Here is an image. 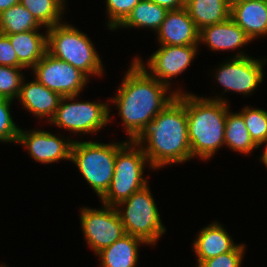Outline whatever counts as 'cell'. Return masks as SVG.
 <instances>
[{"instance_id":"30bf717a","label":"cell","mask_w":267,"mask_h":267,"mask_svg":"<svg viewBox=\"0 0 267 267\" xmlns=\"http://www.w3.org/2000/svg\"><path fill=\"white\" fill-rule=\"evenodd\" d=\"M35 78L62 97L78 96L89 78L79 69L48 52L32 68Z\"/></svg>"},{"instance_id":"f546056e","label":"cell","mask_w":267,"mask_h":267,"mask_svg":"<svg viewBox=\"0 0 267 267\" xmlns=\"http://www.w3.org/2000/svg\"><path fill=\"white\" fill-rule=\"evenodd\" d=\"M245 250L244 244H237L231 251L204 260L197 267H241Z\"/></svg>"},{"instance_id":"6da1fadb","label":"cell","mask_w":267,"mask_h":267,"mask_svg":"<svg viewBox=\"0 0 267 267\" xmlns=\"http://www.w3.org/2000/svg\"><path fill=\"white\" fill-rule=\"evenodd\" d=\"M130 65L109 102L117 105L125 131L130 141H135L181 90L166 95L171 87L152 77L135 59Z\"/></svg>"},{"instance_id":"83f0119b","label":"cell","mask_w":267,"mask_h":267,"mask_svg":"<svg viewBox=\"0 0 267 267\" xmlns=\"http://www.w3.org/2000/svg\"><path fill=\"white\" fill-rule=\"evenodd\" d=\"M12 100L0 97V142L17 143L20 127L11 117Z\"/></svg>"},{"instance_id":"4316f807","label":"cell","mask_w":267,"mask_h":267,"mask_svg":"<svg viewBox=\"0 0 267 267\" xmlns=\"http://www.w3.org/2000/svg\"><path fill=\"white\" fill-rule=\"evenodd\" d=\"M22 69L0 65V97L10 99L18 98L23 81Z\"/></svg>"},{"instance_id":"2e32d148","label":"cell","mask_w":267,"mask_h":267,"mask_svg":"<svg viewBox=\"0 0 267 267\" xmlns=\"http://www.w3.org/2000/svg\"><path fill=\"white\" fill-rule=\"evenodd\" d=\"M230 18L254 40L267 35V0L231 2Z\"/></svg>"},{"instance_id":"d6986e66","label":"cell","mask_w":267,"mask_h":267,"mask_svg":"<svg viewBox=\"0 0 267 267\" xmlns=\"http://www.w3.org/2000/svg\"><path fill=\"white\" fill-rule=\"evenodd\" d=\"M39 30L8 34L18 57V68H33L47 52V34Z\"/></svg>"},{"instance_id":"d6a6232c","label":"cell","mask_w":267,"mask_h":267,"mask_svg":"<svg viewBox=\"0 0 267 267\" xmlns=\"http://www.w3.org/2000/svg\"><path fill=\"white\" fill-rule=\"evenodd\" d=\"M17 3H20V0H0V13Z\"/></svg>"},{"instance_id":"52a82bcc","label":"cell","mask_w":267,"mask_h":267,"mask_svg":"<svg viewBox=\"0 0 267 267\" xmlns=\"http://www.w3.org/2000/svg\"><path fill=\"white\" fill-rule=\"evenodd\" d=\"M147 184L128 199L115 206L125 232L142 239L148 246L154 245L166 232L159 211ZM123 207V209L121 208Z\"/></svg>"},{"instance_id":"3957f363","label":"cell","mask_w":267,"mask_h":267,"mask_svg":"<svg viewBox=\"0 0 267 267\" xmlns=\"http://www.w3.org/2000/svg\"><path fill=\"white\" fill-rule=\"evenodd\" d=\"M202 98L186 92L188 140L192 158L209 160L225 144V120L229 104L221 96Z\"/></svg>"},{"instance_id":"4fadbf2b","label":"cell","mask_w":267,"mask_h":267,"mask_svg":"<svg viewBox=\"0 0 267 267\" xmlns=\"http://www.w3.org/2000/svg\"><path fill=\"white\" fill-rule=\"evenodd\" d=\"M63 139L46 130L25 131L20 128L17 143L23 144L36 162L52 164L60 160L71 161L74 140Z\"/></svg>"},{"instance_id":"f1b7e54d","label":"cell","mask_w":267,"mask_h":267,"mask_svg":"<svg viewBox=\"0 0 267 267\" xmlns=\"http://www.w3.org/2000/svg\"><path fill=\"white\" fill-rule=\"evenodd\" d=\"M140 1L141 0H106V9L109 19L107 26L109 30L115 31Z\"/></svg>"},{"instance_id":"5b68a950","label":"cell","mask_w":267,"mask_h":267,"mask_svg":"<svg viewBox=\"0 0 267 267\" xmlns=\"http://www.w3.org/2000/svg\"><path fill=\"white\" fill-rule=\"evenodd\" d=\"M127 142L128 140L108 144L81 140L73 142L71 161L100 199L110 188L116 154Z\"/></svg>"},{"instance_id":"836d02e7","label":"cell","mask_w":267,"mask_h":267,"mask_svg":"<svg viewBox=\"0 0 267 267\" xmlns=\"http://www.w3.org/2000/svg\"><path fill=\"white\" fill-rule=\"evenodd\" d=\"M263 143H266V146H265V150L264 152L262 153V155L260 156V160L261 162H263L265 164V166L267 167V140Z\"/></svg>"},{"instance_id":"ba28073f","label":"cell","mask_w":267,"mask_h":267,"mask_svg":"<svg viewBox=\"0 0 267 267\" xmlns=\"http://www.w3.org/2000/svg\"><path fill=\"white\" fill-rule=\"evenodd\" d=\"M77 97H62L56 113L49 124H54V126L72 131L75 134H95L110 122V108L107 103L91 101L75 102Z\"/></svg>"},{"instance_id":"9c48e42d","label":"cell","mask_w":267,"mask_h":267,"mask_svg":"<svg viewBox=\"0 0 267 267\" xmlns=\"http://www.w3.org/2000/svg\"><path fill=\"white\" fill-rule=\"evenodd\" d=\"M102 207H83L79 218L85 240L95 254L126 234L116 208L105 204Z\"/></svg>"},{"instance_id":"7a4b0ae2","label":"cell","mask_w":267,"mask_h":267,"mask_svg":"<svg viewBox=\"0 0 267 267\" xmlns=\"http://www.w3.org/2000/svg\"><path fill=\"white\" fill-rule=\"evenodd\" d=\"M135 142L141 146L153 170L189 161L192 152L188 140L186 93L177 94Z\"/></svg>"},{"instance_id":"1f68e13d","label":"cell","mask_w":267,"mask_h":267,"mask_svg":"<svg viewBox=\"0 0 267 267\" xmlns=\"http://www.w3.org/2000/svg\"><path fill=\"white\" fill-rule=\"evenodd\" d=\"M157 5L170 10H179L185 8V0H149Z\"/></svg>"},{"instance_id":"ffe728a7","label":"cell","mask_w":267,"mask_h":267,"mask_svg":"<svg viewBox=\"0 0 267 267\" xmlns=\"http://www.w3.org/2000/svg\"><path fill=\"white\" fill-rule=\"evenodd\" d=\"M146 244L142 239L125 234L98 252L101 267H136L138 263V248Z\"/></svg>"},{"instance_id":"44dd1931","label":"cell","mask_w":267,"mask_h":267,"mask_svg":"<svg viewBox=\"0 0 267 267\" xmlns=\"http://www.w3.org/2000/svg\"><path fill=\"white\" fill-rule=\"evenodd\" d=\"M185 9L198 31L230 18V0H185Z\"/></svg>"},{"instance_id":"277c9868","label":"cell","mask_w":267,"mask_h":267,"mask_svg":"<svg viewBox=\"0 0 267 267\" xmlns=\"http://www.w3.org/2000/svg\"><path fill=\"white\" fill-rule=\"evenodd\" d=\"M47 52L71 64L87 77L102 76L103 65L86 33L70 24L59 23L47 28Z\"/></svg>"},{"instance_id":"d4e9b609","label":"cell","mask_w":267,"mask_h":267,"mask_svg":"<svg viewBox=\"0 0 267 267\" xmlns=\"http://www.w3.org/2000/svg\"><path fill=\"white\" fill-rule=\"evenodd\" d=\"M65 2V0H20V4L46 29L62 22Z\"/></svg>"},{"instance_id":"7402d4cb","label":"cell","mask_w":267,"mask_h":267,"mask_svg":"<svg viewBox=\"0 0 267 267\" xmlns=\"http://www.w3.org/2000/svg\"><path fill=\"white\" fill-rule=\"evenodd\" d=\"M168 10L149 0H141L116 28H149L158 31Z\"/></svg>"},{"instance_id":"603a6c76","label":"cell","mask_w":267,"mask_h":267,"mask_svg":"<svg viewBox=\"0 0 267 267\" xmlns=\"http://www.w3.org/2000/svg\"><path fill=\"white\" fill-rule=\"evenodd\" d=\"M224 140L225 146L244 155L249 154L253 149L259 148L251 139L243 116L239 112L227 111Z\"/></svg>"},{"instance_id":"7c38bea8","label":"cell","mask_w":267,"mask_h":267,"mask_svg":"<svg viewBox=\"0 0 267 267\" xmlns=\"http://www.w3.org/2000/svg\"><path fill=\"white\" fill-rule=\"evenodd\" d=\"M197 48L198 45H160V48L150 56L147 65L137 56L134 59L145 70L149 69L147 72H150L152 77L170 87L171 79L190 66L198 52Z\"/></svg>"},{"instance_id":"e0dca14e","label":"cell","mask_w":267,"mask_h":267,"mask_svg":"<svg viewBox=\"0 0 267 267\" xmlns=\"http://www.w3.org/2000/svg\"><path fill=\"white\" fill-rule=\"evenodd\" d=\"M207 44L214 51L239 49L252 42L244 30L231 18L225 22L214 24L199 31V43Z\"/></svg>"},{"instance_id":"ac0fdd59","label":"cell","mask_w":267,"mask_h":267,"mask_svg":"<svg viewBox=\"0 0 267 267\" xmlns=\"http://www.w3.org/2000/svg\"><path fill=\"white\" fill-rule=\"evenodd\" d=\"M193 242L198 266L202 261L231 251L237 244L221 224L213 222L202 228Z\"/></svg>"},{"instance_id":"4dcf8cb0","label":"cell","mask_w":267,"mask_h":267,"mask_svg":"<svg viewBox=\"0 0 267 267\" xmlns=\"http://www.w3.org/2000/svg\"><path fill=\"white\" fill-rule=\"evenodd\" d=\"M0 65L18 67V57L7 35L0 33Z\"/></svg>"},{"instance_id":"8fae6325","label":"cell","mask_w":267,"mask_h":267,"mask_svg":"<svg viewBox=\"0 0 267 267\" xmlns=\"http://www.w3.org/2000/svg\"><path fill=\"white\" fill-rule=\"evenodd\" d=\"M266 59H253L240 51L230 61L218 67L215 78L225 89L243 95H250L263 81V63Z\"/></svg>"},{"instance_id":"cb8c5ba5","label":"cell","mask_w":267,"mask_h":267,"mask_svg":"<svg viewBox=\"0 0 267 267\" xmlns=\"http://www.w3.org/2000/svg\"><path fill=\"white\" fill-rule=\"evenodd\" d=\"M42 27L32 14L20 3L0 13V33L8 35Z\"/></svg>"},{"instance_id":"484cf974","label":"cell","mask_w":267,"mask_h":267,"mask_svg":"<svg viewBox=\"0 0 267 267\" xmlns=\"http://www.w3.org/2000/svg\"><path fill=\"white\" fill-rule=\"evenodd\" d=\"M239 113L243 116L251 139L260 147L267 140V111L245 106Z\"/></svg>"},{"instance_id":"5bb4252c","label":"cell","mask_w":267,"mask_h":267,"mask_svg":"<svg viewBox=\"0 0 267 267\" xmlns=\"http://www.w3.org/2000/svg\"><path fill=\"white\" fill-rule=\"evenodd\" d=\"M159 45H199V31L185 8L166 13L156 32Z\"/></svg>"},{"instance_id":"8992f818","label":"cell","mask_w":267,"mask_h":267,"mask_svg":"<svg viewBox=\"0 0 267 267\" xmlns=\"http://www.w3.org/2000/svg\"><path fill=\"white\" fill-rule=\"evenodd\" d=\"M150 163L141 146L128 141L116 154L115 170L109 190L100 199L102 204L115 207L148 183L144 178V165Z\"/></svg>"},{"instance_id":"9a60e30c","label":"cell","mask_w":267,"mask_h":267,"mask_svg":"<svg viewBox=\"0 0 267 267\" xmlns=\"http://www.w3.org/2000/svg\"><path fill=\"white\" fill-rule=\"evenodd\" d=\"M21 83L20 93L17 99L25 110L42 120L46 117L48 122L54 117L56 109L62 99L57 92L51 91L41 84L36 78L33 81Z\"/></svg>"}]
</instances>
